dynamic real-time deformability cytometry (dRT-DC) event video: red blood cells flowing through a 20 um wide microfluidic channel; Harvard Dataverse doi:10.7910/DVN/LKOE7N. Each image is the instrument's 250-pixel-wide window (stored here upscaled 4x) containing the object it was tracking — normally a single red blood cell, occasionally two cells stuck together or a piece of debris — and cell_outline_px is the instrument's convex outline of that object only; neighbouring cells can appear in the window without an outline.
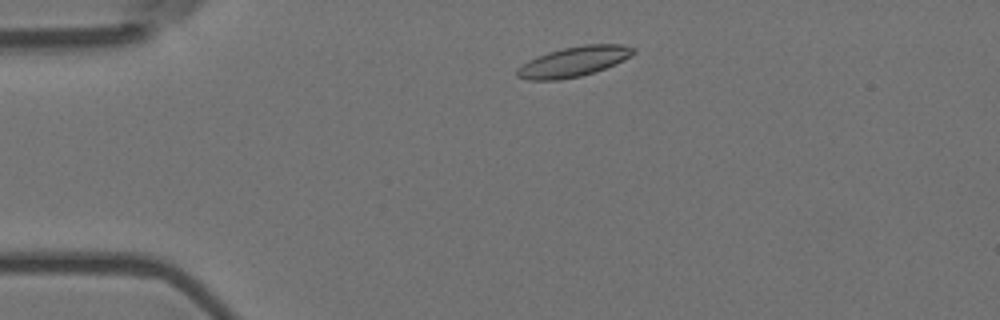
{"species": "Egyptian fruit bat (a non-hibernating species)", "species_latin": "Rousettus aegyptiacus", "temperature_condition": "room temperature", "stored_images_in_passage": 3, "camera_frame_rate_fps": 3000, "um_per_image_px": 0.085, "animal": {"sex": "female"}, "frame": {"image": 1, "passage_image": 2, "time_ms": 0.333, "image_size_px": [1000, 320], "cell_outline_px": [[636, 52], [632, 56], [616, 64], [596, 72], [580, 76], [560, 80], [528, 80], [516, 76], [516, 68], [528, 60], [536, 56], [548, 52], [564, 48], [584, 44], [624, 44], [636, 48]], "centroid_in_image_um": [48.79, 5.23], "position_along_channel_um": 36.2, "area_um2": 20.69}}